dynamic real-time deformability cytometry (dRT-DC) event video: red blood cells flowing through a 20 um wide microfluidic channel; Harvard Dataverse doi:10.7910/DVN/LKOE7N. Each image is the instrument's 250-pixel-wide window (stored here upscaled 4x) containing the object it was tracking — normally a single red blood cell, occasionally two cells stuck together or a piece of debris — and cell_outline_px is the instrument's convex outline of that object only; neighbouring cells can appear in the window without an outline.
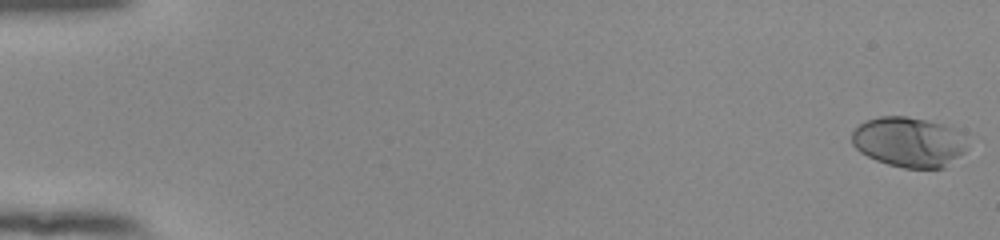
{"species": "human", "species_latin": "Homo sapiens", "temperature_condition": "room temperature", "stored_images_in_passage": 55, "camera_frame_rate_fps": 3000, "um_per_image_px": 0.085, "donor": {"sex": "female"}, "frame": {"image": 1, "passage_image": 1, "time_ms": 0.0, "image_size_px": [1000, 240], "cell_outline_px": [[968, 148], [964, 152], [944, 168], [904, 168], [888, 164], [876, 160], [860, 152], [852, 144], [852, 132], [860, 124], [868, 120], [880, 116], [904, 116], [928, 120], [944, 124], [952, 128]], "centroid_in_image_um": [77.2, 12.08], "position_along_channel_um": 7.8, "area_um2": 33.23}}
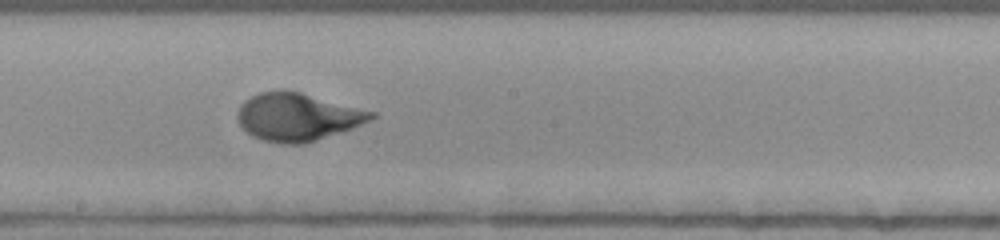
{"frame": {"image": 2, "passage_image": 32, "time_ms": 10.333, "image_size_px": [1000, 240], "cell_outline_px": [[376, 116], [352, 128], [304, 144], [280, 144], [264, 140], [252, 136], [240, 124], [236, 116], [240, 104], [244, 100], [260, 92], [284, 88], [300, 92], [376, 112]], "centroid_in_image_um": [25.25, 9.92], "position_along_channel_um": 223.0, "area_um2": 37.17}}
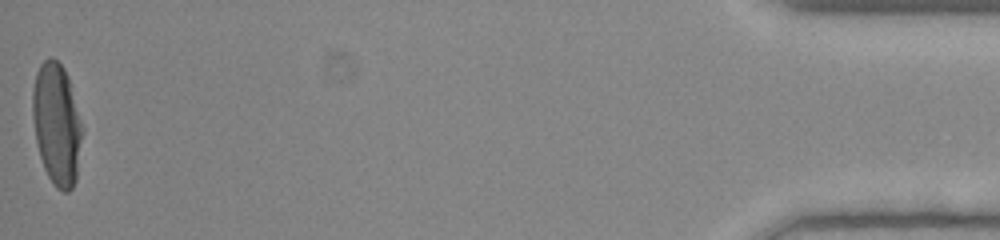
{"frame": {"image": 3, "passage_image": 55, "time_ms": 18.0, "image_size_px": [1000, 240], "cell_outline_px": [[84, 132], [76, 180], [72, 188], [68, 192], [64, 192], [56, 188], [48, 176], [44, 168], [40, 156], [36, 140], [32, 116], [32, 88], [36, 72], [40, 64], [48, 56], [52, 56], [64, 68], [68, 76]], "centroid_in_image_um": [4.83, 10.54], "position_along_channel_um": 430.4, "area_um2": 35.66}, "authors_computed_cell_mechanics": {"area_um2": 34.5066, "velocity_mm_per_s": 3.8483, "shape_relaxation_time_tau1_ms": 3.5582, "shape_relaxation_time_tau2_ms": null, "deformation_change_tau1": 0.1916, "deformation_change_tau2": null}}